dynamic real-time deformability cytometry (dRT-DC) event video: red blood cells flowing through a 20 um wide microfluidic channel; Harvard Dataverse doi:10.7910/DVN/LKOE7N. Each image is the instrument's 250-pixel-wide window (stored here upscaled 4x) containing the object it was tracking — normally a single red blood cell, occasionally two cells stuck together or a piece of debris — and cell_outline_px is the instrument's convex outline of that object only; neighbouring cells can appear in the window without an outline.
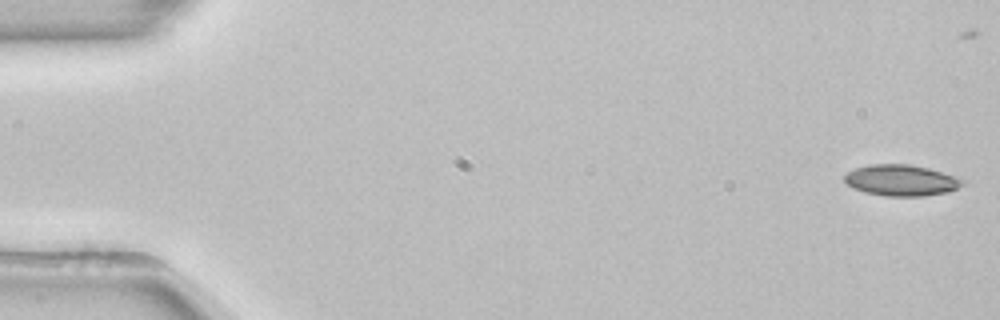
{"species": "common noctule bat (a hibernating species)", "species_latin": "Nyctalus noctula", "temperature_condition": "room temperature", "stored_images_in_passage": 42, "camera_frame_rate_fps": 3000, "um_per_image_px": 0.085, "animal": {"sex": "female", "body_mass_g": 22.7, "forearm_length_mm": 54.2}, "frame": {"image": 1, "passage_image": 1, "time_ms": 0.0, "image_size_px": [1000, 320], "cell_outline_px": [[968, 180], [964, 184], [948, 192], [924, 196], [884, 196], [864, 192], [848, 184], [844, 180], [844, 176], [848, 172], [856, 168], [868, 164], [908, 164], [928, 168]], "centroid_in_image_um": [76.63, 15.33], "position_along_channel_um": 8.4, "area_um2": 21.39}}
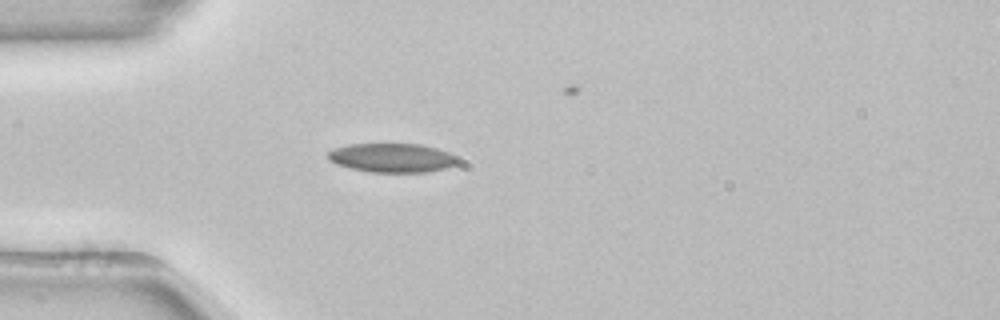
{"frame": {"image": 2, "passage_image": 15, "time_ms": 4.667, "image_size_px": [1000, 320], "cell_outline_px": [[456, 164], [448, 168], [424, 172], [368, 172], [336, 164], [328, 160], [328, 152], [336, 148], [348, 144], [420, 144], [436, 148], [448, 152], [456, 156]], "centroid_in_image_um": [33.32, 13.41], "position_along_channel_um": 51.7, "area_um2": 21.85}}